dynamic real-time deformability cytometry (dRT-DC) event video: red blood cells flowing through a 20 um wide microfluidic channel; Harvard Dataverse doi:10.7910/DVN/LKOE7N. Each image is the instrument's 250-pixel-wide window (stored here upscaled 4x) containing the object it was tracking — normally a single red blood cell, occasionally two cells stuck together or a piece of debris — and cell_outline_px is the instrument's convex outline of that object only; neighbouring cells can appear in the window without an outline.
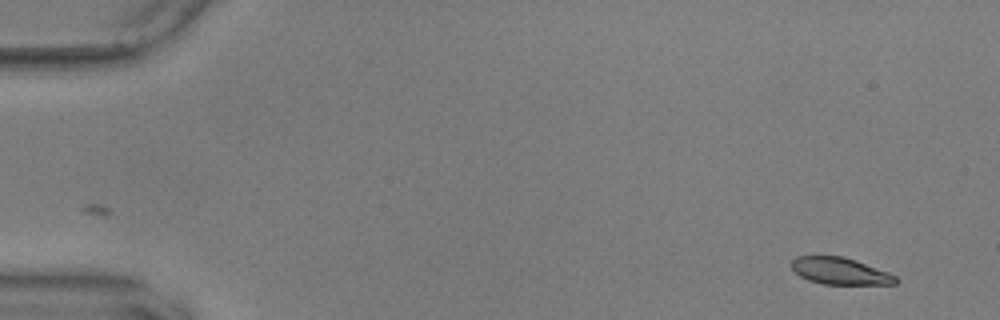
{"species": "common noctule bat (a hibernating species)", "species_latin": "Nyctalus noctula", "temperature_condition": "warm", "stored_images_in_passage": 53, "camera_frame_rate_fps": 3000, "um_per_image_px": 0.085, "animal": {"sex": "male", "body_mass_g": 17.9, "forearm_length_mm": 54.2}, "frame": {"image": 1, "passage_image": 1, "time_ms": 0.0, "image_size_px": [1000, 320], "cell_outline_px": [[880, 272], [872, 284], [832, 284], [816, 280], [804, 276], [800, 272], [808, 256], [836, 256], [852, 260]], "centroid_in_image_um": [71.23, 23.02], "position_along_channel_um": 13.8, "area_um2": 12.08}}
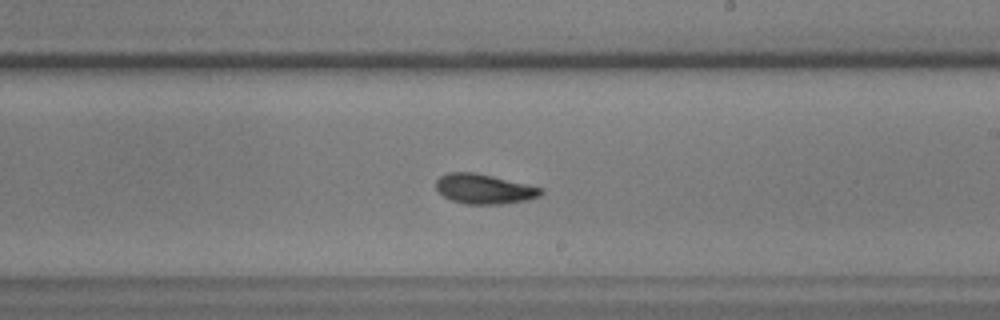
{"frame": {"image": 2, "passage_image": 31, "time_ms": 10.0, "image_size_px": [1000, 320], "cell_outline_px": [[540, 192], [532, 196], [512, 200], [464, 200], [448, 196], [440, 188], [440, 180], [448, 176], [484, 176], [536, 188]], "centroid_in_image_um": [41.17, 16.04], "position_along_channel_um": 247.8, "area_um2": 13.24}}
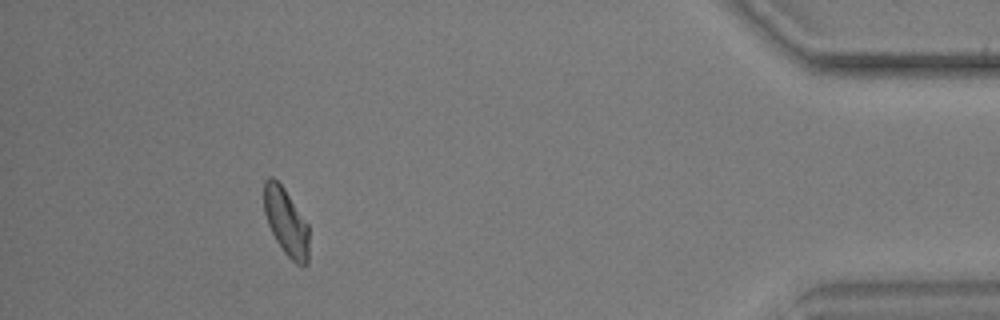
{"frame": {"image": 3, "passage_image": 49, "time_ms": 16.0, "image_size_px": [1000, 320], "cell_outline_px": [[308, 232], [304, 252], [292, 256], [284, 248], [276, 236], [268, 220], [264, 204], [264, 188], [276, 180], [280, 184], [308, 228]], "centroid_in_image_um": [24.23, 18.65], "position_along_channel_um": 411.0, "area_um2": 13.99}, "authors_computed_cell_mechanics": {"area_um2": 13.2362, "velocity_mm_per_s": 3.5938, "shape_relaxation_time_tau1_ms": null, "shape_relaxation_time_tau2_ms": 5.1129, "deformation_change_tau1": null, "deformation_change_tau2": 0.1079}}